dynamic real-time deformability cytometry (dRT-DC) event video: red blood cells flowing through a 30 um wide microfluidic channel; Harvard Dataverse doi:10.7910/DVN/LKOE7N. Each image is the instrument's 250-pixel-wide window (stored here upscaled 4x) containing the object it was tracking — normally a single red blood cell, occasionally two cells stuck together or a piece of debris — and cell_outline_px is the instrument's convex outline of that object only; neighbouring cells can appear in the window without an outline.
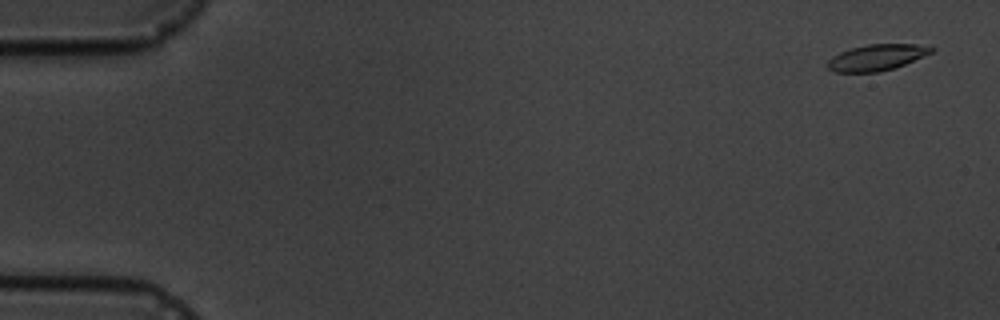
{"species": "common noctule bat (a hibernating species)", "species_latin": "Nyctalus noctula", "temperature_condition": "cold", "stored_images_in_passage": 17, "camera_frame_rate_fps": 3000, "um_per_image_px": 0.085, "animal": {"sex": "male", "body_mass_g": 19.5, "forearm_length_mm": 54.6}, "frame": {"image": 1, "passage_image": 1, "time_ms": 0.0, "image_size_px": [1000, 320], "cell_outline_px": [[936, 48], [932, 52], [904, 64], [880, 72], [836, 72], [828, 68], [828, 60], [832, 56], [840, 52], [852, 48], [868, 44], [916, 44]], "centroid_in_image_um": [74.5, 4.88], "position_along_channel_um": 10.5, "area_um2": 15.55}}
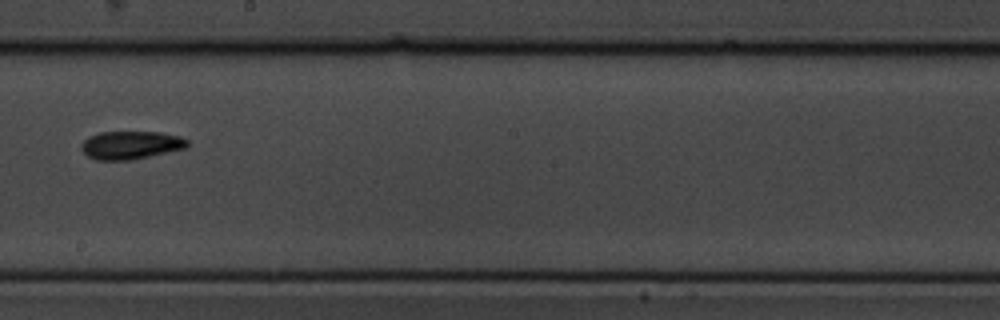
{"frame": {"image": 2, "passage_image": 10, "time_ms": 10.333, "image_size_px": [1000, 320], "cell_outline_px": [[188, 148], [132, 160], [96, 160], [88, 156], [80, 148], [80, 144], [88, 136], [100, 132], [160, 132], [180, 136], [188, 140]], "centroid_in_image_um": [11.12, 12.33], "position_along_channel_um": 237.1, "area_um2": 17.57}}
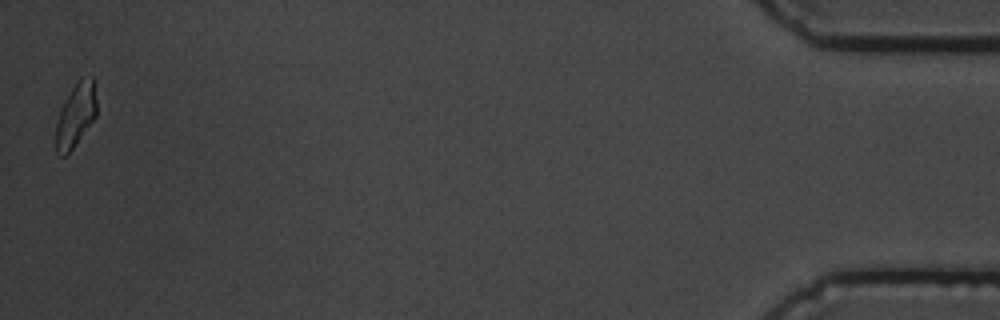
{"frame": {"image": 3, "passage_image": 17, "time_ms": 18.333, "image_size_px": [1000, 320], "cell_outline_px": [[96, 116], [72, 148], [64, 156], [60, 156], [56, 152], [56, 124], [60, 108], [72, 88], [80, 80], [92, 76], [96, 100]], "centroid_in_image_um": [6.42, 9.81], "position_along_channel_um": 428.8, "area_um2": 14.62}, "authors_computed_cell_mechanics": {"area_um2": 16.2418, "velocity_mm_per_s": 3.5075, "shape_relaxation_time_tau1_ms": 3.6346, "shape_relaxation_time_tau2_ms": 6.8464, "deformation_change_tau1": 0.1169, "deformation_change_tau2": 0.1228}}